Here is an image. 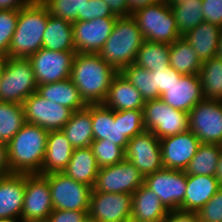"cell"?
<instances>
[{
  "label": "cell",
  "mask_w": 222,
  "mask_h": 222,
  "mask_svg": "<svg viewBox=\"0 0 222 222\" xmlns=\"http://www.w3.org/2000/svg\"><path fill=\"white\" fill-rule=\"evenodd\" d=\"M118 72L99 54L77 53L70 79L86 105L103 104L113 78Z\"/></svg>",
  "instance_id": "6da1fadb"
},
{
  "label": "cell",
  "mask_w": 222,
  "mask_h": 222,
  "mask_svg": "<svg viewBox=\"0 0 222 222\" xmlns=\"http://www.w3.org/2000/svg\"><path fill=\"white\" fill-rule=\"evenodd\" d=\"M94 140L108 139L124 150L131 138L145 130L143 110L114 111L103 104L91 105Z\"/></svg>",
  "instance_id": "7a4b0ae2"
},
{
  "label": "cell",
  "mask_w": 222,
  "mask_h": 222,
  "mask_svg": "<svg viewBox=\"0 0 222 222\" xmlns=\"http://www.w3.org/2000/svg\"><path fill=\"white\" fill-rule=\"evenodd\" d=\"M49 131L25 123L8 145V161L13 174H42Z\"/></svg>",
  "instance_id": "3957f363"
},
{
  "label": "cell",
  "mask_w": 222,
  "mask_h": 222,
  "mask_svg": "<svg viewBox=\"0 0 222 222\" xmlns=\"http://www.w3.org/2000/svg\"><path fill=\"white\" fill-rule=\"evenodd\" d=\"M49 11L41 0L19 9L15 32L7 57L28 58L42 48Z\"/></svg>",
  "instance_id": "277c9868"
},
{
  "label": "cell",
  "mask_w": 222,
  "mask_h": 222,
  "mask_svg": "<svg viewBox=\"0 0 222 222\" xmlns=\"http://www.w3.org/2000/svg\"><path fill=\"white\" fill-rule=\"evenodd\" d=\"M144 37L132 16L117 17L111 35L98 53L118 73L136 60Z\"/></svg>",
  "instance_id": "5b68a950"
},
{
  "label": "cell",
  "mask_w": 222,
  "mask_h": 222,
  "mask_svg": "<svg viewBox=\"0 0 222 222\" xmlns=\"http://www.w3.org/2000/svg\"><path fill=\"white\" fill-rule=\"evenodd\" d=\"M37 82L28 58L6 57L1 69L0 101L22 104L37 91Z\"/></svg>",
  "instance_id": "8992f818"
},
{
  "label": "cell",
  "mask_w": 222,
  "mask_h": 222,
  "mask_svg": "<svg viewBox=\"0 0 222 222\" xmlns=\"http://www.w3.org/2000/svg\"><path fill=\"white\" fill-rule=\"evenodd\" d=\"M145 41L172 44L179 37L175 16L164 0L148 5L131 15Z\"/></svg>",
  "instance_id": "52a82bcc"
},
{
  "label": "cell",
  "mask_w": 222,
  "mask_h": 222,
  "mask_svg": "<svg viewBox=\"0 0 222 222\" xmlns=\"http://www.w3.org/2000/svg\"><path fill=\"white\" fill-rule=\"evenodd\" d=\"M143 120L145 130L151 131L159 139L189 130L188 113L170 107L160 98L145 102Z\"/></svg>",
  "instance_id": "ba28073f"
},
{
  "label": "cell",
  "mask_w": 222,
  "mask_h": 222,
  "mask_svg": "<svg viewBox=\"0 0 222 222\" xmlns=\"http://www.w3.org/2000/svg\"><path fill=\"white\" fill-rule=\"evenodd\" d=\"M51 190L54 209L88 211L92 188L77 182L63 172L45 175Z\"/></svg>",
  "instance_id": "9c48e42d"
},
{
  "label": "cell",
  "mask_w": 222,
  "mask_h": 222,
  "mask_svg": "<svg viewBox=\"0 0 222 222\" xmlns=\"http://www.w3.org/2000/svg\"><path fill=\"white\" fill-rule=\"evenodd\" d=\"M189 130L201 143L222 145V101L203 99L188 113Z\"/></svg>",
  "instance_id": "30bf717a"
},
{
  "label": "cell",
  "mask_w": 222,
  "mask_h": 222,
  "mask_svg": "<svg viewBox=\"0 0 222 222\" xmlns=\"http://www.w3.org/2000/svg\"><path fill=\"white\" fill-rule=\"evenodd\" d=\"M76 51H52L41 48L28 57L37 84L64 81L71 76Z\"/></svg>",
  "instance_id": "8fae6325"
},
{
  "label": "cell",
  "mask_w": 222,
  "mask_h": 222,
  "mask_svg": "<svg viewBox=\"0 0 222 222\" xmlns=\"http://www.w3.org/2000/svg\"><path fill=\"white\" fill-rule=\"evenodd\" d=\"M144 184L169 211L181 210L187 185V174L184 170L162 168L145 176Z\"/></svg>",
  "instance_id": "7c38bea8"
},
{
  "label": "cell",
  "mask_w": 222,
  "mask_h": 222,
  "mask_svg": "<svg viewBox=\"0 0 222 222\" xmlns=\"http://www.w3.org/2000/svg\"><path fill=\"white\" fill-rule=\"evenodd\" d=\"M144 184V177L128 160L99 169L92 191L133 194Z\"/></svg>",
  "instance_id": "4fadbf2b"
},
{
  "label": "cell",
  "mask_w": 222,
  "mask_h": 222,
  "mask_svg": "<svg viewBox=\"0 0 222 222\" xmlns=\"http://www.w3.org/2000/svg\"><path fill=\"white\" fill-rule=\"evenodd\" d=\"M22 106L26 123L38 125L48 131L61 130L73 113L71 109L49 101L37 92L31 94Z\"/></svg>",
  "instance_id": "5bb4252c"
},
{
  "label": "cell",
  "mask_w": 222,
  "mask_h": 222,
  "mask_svg": "<svg viewBox=\"0 0 222 222\" xmlns=\"http://www.w3.org/2000/svg\"><path fill=\"white\" fill-rule=\"evenodd\" d=\"M125 159L130 161L143 177L164 168L160 139L151 131L144 130L129 140Z\"/></svg>",
  "instance_id": "9a60e30c"
},
{
  "label": "cell",
  "mask_w": 222,
  "mask_h": 222,
  "mask_svg": "<svg viewBox=\"0 0 222 222\" xmlns=\"http://www.w3.org/2000/svg\"><path fill=\"white\" fill-rule=\"evenodd\" d=\"M132 194L92 191L88 219L93 222H125L131 216Z\"/></svg>",
  "instance_id": "2e32d148"
},
{
  "label": "cell",
  "mask_w": 222,
  "mask_h": 222,
  "mask_svg": "<svg viewBox=\"0 0 222 222\" xmlns=\"http://www.w3.org/2000/svg\"><path fill=\"white\" fill-rule=\"evenodd\" d=\"M117 18H96L90 21H75L73 41L76 53L98 54L111 35Z\"/></svg>",
  "instance_id": "e0dca14e"
},
{
  "label": "cell",
  "mask_w": 222,
  "mask_h": 222,
  "mask_svg": "<svg viewBox=\"0 0 222 222\" xmlns=\"http://www.w3.org/2000/svg\"><path fill=\"white\" fill-rule=\"evenodd\" d=\"M53 209L48 178L42 174H26L21 220L47 219Z\"/></svg>",
  "instance_id": "ac0fdd59"
},
{
  "label": "cell",
  "mask_w": 222,
  "mask_h": 222,
  "mask_svg": "<svg viewBox=\"0 0 222 222\" xmlns=\"http://www.w3.org/2000/svg\"><path fill=\"white\" fill-rule=\"evenodd\" d=\"M200 143L190 130L160 139L164 168L185 171Z\"/></svg>",
  "instance_id": "d6986e66"
},
{
  "label": "cell",
  "mask_w": 222,
  "mask_h": 222,
  "mask_svg": "<svg viewBox=\"0 0 222 222\" xmlns=\"http://www.w3.org/2000/svg\"><path fill=\"white\" fill-rule=\"evenodd\" d=\"M160 99L170 107L189 113L204 99L199 75H182L160 95Z\"/></svg>",
  "instance_id": "ffe728a7"
},
{
  "label": "cell",
  "mask_w": 222,
  "mask_h": 222,
  "mask_svg": "<svg viewBox=\"0 0 222 222\" xmlns=\"http://www.w3.org/2000/svg\"><path fill=\"white\" fill-rule=\"evenodd\" d=\"M26 174L0 178V220H21Z\"/></svg>",
  "instance_id": "44dd1931"
},
{
  "label": "cell",
  "mask_w": 222,
  "mask_h": 222,
  "mask_svg": "<svg viewBox=\"0 0 222 222\" xmlns=\"http://www.w3.org/2000/svg\"><path fill=\"white\" fill-rule=\"evenodd\" d=\"M103 105L114 111L143 110L145 100L141 93L121 73L112 80Z\"/></svg>",
  "instance_id": "7402d4cb"
},
{
  "label": "cell",
  "mask_w": 222,
  "mask_h": 222,
  "mask_svg": "<svg viewBox=\"0 0 222 222\" xmlns=\"http://www.w3.org/2000/svg\"><path fill=\"white\" fill-rule=\"evenodd\" d=\"M220 188L216 176L187 175L186 192L181 210L197 212Z\"/></svg>",
  "instance_id": "603a6c76"
},
{
  "label": "cell",
  "mask_w": 222,
  "mask_h": 222,
  "mask_svg": "<svg viewBox=\"0 0 222 222\" xmlns=\"http://www.w3.org/2000/svg\"><path fill=\"white\" fill-rule=\"evenodd\" d=\"M74 148L62 130L49 131L42 175L63 172L72 156Z\"/></svg>",
  "instance_id": "cb8c5ba5"
},
{
  "label": "cell",
  "mask_w": 222,
  "mask_h": 222,
  "mask_svg": "<svg viewBox=\"0 0 222 222\" xmlns=\"http://www.w3.org/2000/svg\"><path fill=\"white\" fill-rule=\"evenodd\" d=\"M169 210L145 184L132 194L131 216L144 222H164Z\"/></svg>",
  "instance_id": "d4e9b609"
},
{
  "label": "cell",
  "mask_w": 222,
  "mask_h": 222,
  "mask_svg": "<svg viewBox=\"0 0 222 222\" xmlns=\"http://www.w3.org/2000/svg\"><path fill=\"white\" fill-rule=\"evenodd\" d=\"M99 169L96 157L89 146L73 150L71 159L63 173L73 180L93 188Z\"/></svg>",
  "instance_id": "484cf974"
},
{
  "label": "cell",
  "mask_w": 222,
  "mask_h": 222,
  "mask_svg": "<svg viewBox=\"0 0 222 222\" xmlns=\"http://www.w3.org/2000/svg\"><path fill=\"white\" fill-rule=\"evenodd\" d=\"M221 27L203 21L183 37L193 47L201 62L215 57Z\"/></svg>",
  "instance_id": "4316f807"
},
{
  "label": "cell",
  "mask_w": 222,
  "mask_h": 222,
  "mask_svg": "<svg viewBox=\"0 0 222 222\" xmlns=\"http://www.w3.org/2000/svg\"><path fill=\"white\" fill-rule=\"evenodd\" d=\"M36 92L49 101L65 106L73 112L87 106L70 78L60 82L39 84Z\"/></svg>",
  "instance_id": "83f0119b"
},
{
  "label": "cell",
  "mask_w": 222,
  "mask_h": 222,
  "mask_svg": "<svg viewBox=\"0 0 222 222\" xmlns=\"http://www.w3.org/2000/svg\"><path fill=\"white\" fill-rule=\"evenodd\" d=\"M61 130L74 149L89 147L94 141L91 105L73 112L71 118Z\"/></svg>",
  "instance_id": "f1b7e54d"
},
{
  "label": "cell",
  "mask_w": 222,
  "mask_h": 222,
  "mask_svg": "<svg viewBox=\"0 0 222 222\" xmlns=\"http://www.w3.org/2000/svg\"><path fill=\"white\" fill-rule=\"evenodd\" d=\"M42 48L52 51H75L72 23L49 14Z\"/></svg>",
  "instance_id": "f546056e"
},
{
  "label": "cell",
  "mask_w": 222,
  "mask_h": 222,
  "mask_svg": "<svg viewBox=\"0 0 222 222\" xmlns=\"http://www.w3.org/2000/svg\"><path fill=\"white\" fill-rule=\"evenodd\" d=\"M169 64L182 75H198L202 66L195 50L183 36L170 45Z\"/></svg>",
  "instance_id": "4dcf8cb0"
},
{
  "label": "cell",
  "mask_w": 222,
  "mask_h": 222,
  "mask_svg": "<svg viewBox=\"0 0 222 222\" xmlns=\"http://www.w3.org/2000/svg\"><path fill=\"white\" fill-rule=\"evenodd\" d=\"M170 44L144 41L139 48L134 64L151 72L169 69Z\"/></svg>",
  "instance_id": "1f68e13d"
},
{
  "label": "cell",
  "mask_w": 222,
  "mask_h": 222,
  "mask_svg": "<svg viewBox=\"0 0 222 222\" xmlns=\"http://www.w3.org/2000/svg\"><path fill=\"white\" fill-rule=\"evenodd\" d=\"M221 150L222 145L200 143L195 156L185 169V173L187 175L215 176Z\"/></svg>",
  "instance_id": "d6a6232c"
},
{
  "label": "cell",
  "mask_w": 222,
  "mask_h": 222,
  "mask_svg": "<svg viewBox=\"0 0 222 222\" xmlns=\"http://www.w3.org/2000/svg\"><path fill=\"white\" fill-rule=\"evenodd\" d=\"M170 7L180 36H184L204 21L202 0H179Z\"/></svg>",
  "instance_id": "836d02e7"
},
{
  "label": "cell",
  "mask_w": 222,
  "mask_h": 222,
  "mask_svg": "<svg viewBox=\"0 0 222 222\" xmlns=\"http://www.w3.org/2000/svg\"><path fill=\"white\" fill-rule=\"evenodd\" d=\"M198 75L204 99L222 101V60L212 57L203 61Z\"/></svg>",
  "instance_id": "e575fe53"
},
{
  "label": "cell",
  "mask_w": 222,
  "mask_h": 222,
  "mask_svg": "<svg viewBox=\"0 0 222 222\" xmlns=\"http://www.w3.org/2000/svg\"><path fill=\"white\" fill-rule=\"evenodd\" d=\"M26 123L22 104L0 101V142L8 144Z\"/></svg>",
  "instance_id": "d590c367"
},
{
  "label": "cell",
  "mask_w": 222,
  "mask_h": 222,
  "mask_svg": "<svg viewBox=\"0 0 222 222\" xmlns=\"http://www.w3.org/2000/svg\"><path fill=\"white\" fill-rule=\"evenodd\" d=\"M120 73L141 93L145 102L158 98V89L155 88L154 74L151 71L132 63Z\"/></svg>",
  "instance_id": "8d00e7d4"
},
{
  "label": "cell",
  "mask_w": 222,
  "mask_h": 222,
  "mask_svg": "<svg viewBox=\"0 0 222 222\" xmlns=\"http://www.w3.org/2000/svg\"><path fill=\"white\" fill-rule=\"evenodd\" d=\"M89 0H41L49 14L70 21H84V7Z\"/></svg>",
  "instance_id": "74e56055"
},
{
  "label": "cell",
  "mask_w": 222,
  "mask_h": 222,
  "mask_svg": "<svg viewBox=\"0 0 222 222\" xmlns=\"http://www.w3.org/2000/svg\"><path fill=\"white\" fill-rule=\"evenodd\" d=\"M90 147L99 168L117 164L125 159V150L108 139L94 140Z\"/></svg>",
  "instance_id": "f35d334b"
},
{
  "label": "cell",
  "mask_w": 222,
  "mask_h": 222,
  "mask_svg": "<svg viewBox=\"0 0 222 222\" xmlns=\"http://www.w3.org/2000/svg\"><path fill=\"white\" fill-rule=\"evenodd\" d=\"M19 9H0V55L7 57L16 29Z\"/></svg>",
  "instance_id": "ab89813d"
},
{
  "label": "cell",
  "mask_w": 222,
  "mask_h": 222,
  "mask_svg": "<svg viewBox=\"0 0 222 222\" xmlns=\"http://www.w3.org/2000/svg\"><path fill=\"white\" fill-rule=\"evenodd\" d=\"M196 213L200 222H222V187Z\"/></svg>",
  "instance_id": "60d3db41"
},
{
  "label": "cell",
  "mask_w": 222,
  "mask_h": 222,
  "mask_svg": "<svg viewBox=\"0 0 222 222\" xmlns=\"http://www.w3.org/2000/svg\"><path fill=\"white\" fill-rule=\"evenodd\" d=\"M104 0H89L84 7V21L96 18H117Z\"/></svg>",
  "instance_id": "b9f144b4"
},
{
  "label": "cell",
  "mask_w": 222,
  "mask_h": 222,
  "mask_svg": "<svg viewBox=\"0 0 222 222\" xmlns=\"http://www.w3.org/2000/svg\"><path fill=\"white\" fill-rule=\"evenodd\" d=\"M154 74L155 88L158 89V98L164 92H167V89L175 81L179 80L182 76L174 68L170 67L169 69H159L152 72Z\"/></svg>",
  "instance_id": "7bdbcfd3"
},
{
  "label": "cell",
  "mask_w": 222,
  "mask_h": 222,
  "mask_svg": "<svg viewBox=\"0 0 222 222\" xmlns=\"http://www.w3.org/2000/svg\"><path fill=\"white\" fill-rule=\"evenodd\" d=\"M204 21L222 27V0H202Z\"/></svg>",
  "instance_id": "ee69618b"
},
{
  "label": "cell",
  "mask_w": 222,
  "mask_h": 222,
  "mask_svg": "<svg viewBox=\"0 0 222 222\" xmlns=\"http://www.w3.org/2000/svg\"><path fill=\"white\" fill-rule=\"evenodd\" d=\"M47 220L48 222H86L88 211L53 209Z\"/></svg>",
  "instance_id": "f6af8a7d"
},
{
  "label": "cell",
  "mask_w": 222,
  "mask_h": 222,
  "mask_svg": "<svg viewBox=\"0 0 222 222\" xmlns=\"http://www.w3.org/2000/svg\"><path fill=\"white\" fill-rule=\"evenodd\" d=\"M164 222H200L196 212L171 210Z\"/></svg>",
  "instance_id": "bcb514c9"
},
{
  "label": "cell",
  "mask_w": 222,
  "mask_h": 222,
  "mask_svg": "<svg viewBox=\"0 0 222 222\" xmlns=\"http://www.w3.org/2000/svg\"><path fill=\"white\" fill-rule=\"evenodd\" d=\"M12 174L8 161V145L0 142V178Z\"/></svg>",
  "instance_id": "7dc6e473"
},
{
  "label": "cell",
  "mask_w": 222,
  "mask_h": 222,
  "mask_svg": "<svg viewBox=\"0 0 222 222\" xmlns=\"http://www.w3.org/2000/svg\"><path fill=\"white\" fill-rule=\"evenodd\" d=\"M111 8L112 12L118 16H129V7L127 0H104Z\"/></svg>",
  "instance_id": "c3c4849f"
},
{
  "label": "cell",
  "mask_w": 222,
  "mask_h": 222,
  "mask_svg": "<svg viewBox=\"0 0 222 222\" xmlns=\"http://www.w3.org/2000/svg\"><path fill=\"white\" fill-rule=\"evenodd\" d=\"M160 0H127L129 7V16H131L135 11L145 8L148 5L155 4Z\"/></svg>",
  "instance_id": "681fc988"
},
{
  "label": "cell",
  "mask_w": 222,
  "mask_h": 222,
  "mask_svg": "<svg viewBox=\"0 0 222 222\" xmlns=\"http://www.w3.org/2000/svg\"><path fill=\"white\" fill-rule=\"evenodd\" d=\"M33 0H0V9H20Z\"/></svg>",
  "instance_id": "f907efd6"
},
{
  "label": "cell",
  "mask_w": 222,
  "mask_h": 222,
  "mask_svg": "<svg viewBox=\"0 0 222 222\" xmlns=\"http://www.w3.org/2000/svg\"><path fill=\"white\" fill-rule=\"evenodd\" d=\"M215 176L219 182L220 187H222V150L218 158V165Z\"/></svg>",
  "instance_id": "816d5d0a"
},
{
  "label": "cell",
  "mask_w": 222,
  "mask_h": 222,
  "mask_svg": "<svg viewBox=\"0 0 222 222\" xmlns=\"http://www.w3.org/2000/svg\"><path fill=\"white\" fill-rule=\"evenodd\" d=\"M215 57L222 60V27H221V30H220L219 45L216 49Z\"/></svg>",
  "instance_id": "f5cc1de1"
},
{
  "label": "cell",
  "mask_w": 222,
  "mask_h": 222,
  "mask_svg": "<svg viewBox=\"0 0 222 222\" xmlns=\"http://www.w3.org/2000/svg\"><path fill=\"white\" fill-rule=\"evenodd\" d=\"M20 222H48L47 219H39V220H20Z\"/></svg>",
  "instance_id": "db71d44e"
},
{
  "label": "cell",
  "mask_w": 222,
  "mask_h": 222,
  "mask_svg": "<svg viewBox=\"0 0 222 222\" xmlns=\"http://www.w3.org/2000/svg\"><path fill=\"white\" fill-rule=\"evenodd\" d=\"M125 222H144V221L135 219L134 217L130 216Z\"/></svg>",
  "instance_id": "11a10c76"
},
{
  "label": "cell",
  "mask_w": 222,
  "mask_h": 222,
  "mask_svg": "<svg viewBox=\"0 0 222 222\" xmlns=\"http://www.w3.org/2000/svg\"><path fill=\"white\" fill-rule=\"evenodd\" d=\"M5 58L3 55H0V77H1V69L3 67V63L5 61Z\"/></svg>",
  "instance_id": "9f6ffc18"
},
{
  "label": "cell",
  "mask_w": 222,
  "mask_h": 222,
  "mask_svg": "<svg viewBox=\"0 0 222 222\" xmlns=\"http://www.w3.org/2000/svg\"><path fill=\"white\" fill-rule=\"evenodd\" d=\"M166 3H168L169 5L174 4L176 2H178L179 0H164Z\"/></svg>",
  "instance_id": "6f0895ef"
},
{
  "label": "cell",
  "mask_w": 222,
  "mask_h": 222,
  "mask_svg": "<svg viewBox=\"0 0 222 222\" xmlns=\"http://www.w3.org/2000/svg\"><path fill=\"white\" fill-rule=\"evenodd\" d=\"M0 222H19V221H16V220H0Z\"/></svg>",
  "instance_id": "680465c9"
}]
</instances>
